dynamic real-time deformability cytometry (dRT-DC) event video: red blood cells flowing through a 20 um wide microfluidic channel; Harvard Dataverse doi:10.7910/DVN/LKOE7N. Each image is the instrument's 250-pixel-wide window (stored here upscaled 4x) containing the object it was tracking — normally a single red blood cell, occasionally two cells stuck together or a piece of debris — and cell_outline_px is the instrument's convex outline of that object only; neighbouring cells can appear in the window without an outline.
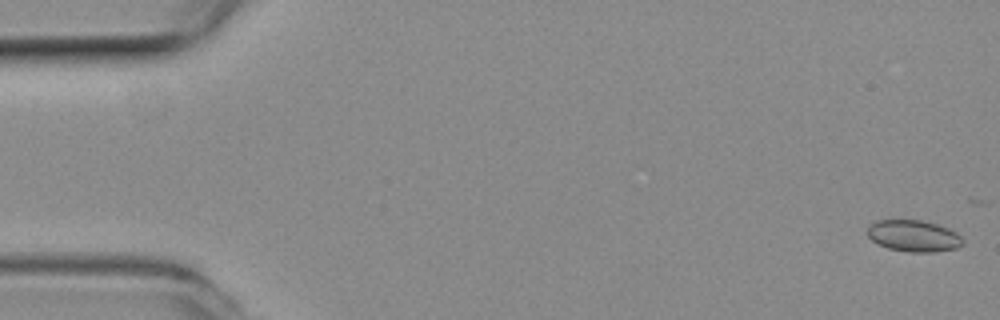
{"species": "common noctule bat (a hibernating species)", "species_latin": "Nyctalus noctula", "temperature_condition": "room temperature", "stored_images_in_passage": 17, "camera_frame_rate_fps": 3000, "um_per_image_px": 0.085, "animal": {"sex": "female", "body_mass_g": 19.3, "forearm_length_mm": 54.1}, "frame": {"image": 1, "passage_image": 1, "time_ms": 0.0, "image_size_px": [1000, 320], "cell_outline_px": [[964, 244], [956, 248], [932, 252], [908, 252], [888, 248], [872, 240], [868, 236], [868, 228], [876, 220], [920, 220], [936, 224], [948, 228], [956, 232], [964, 240]], "centroid_in_image_um": [77.68, 20.05], "position_along_channel_um": 7.3, "area_um2": 17.4}}
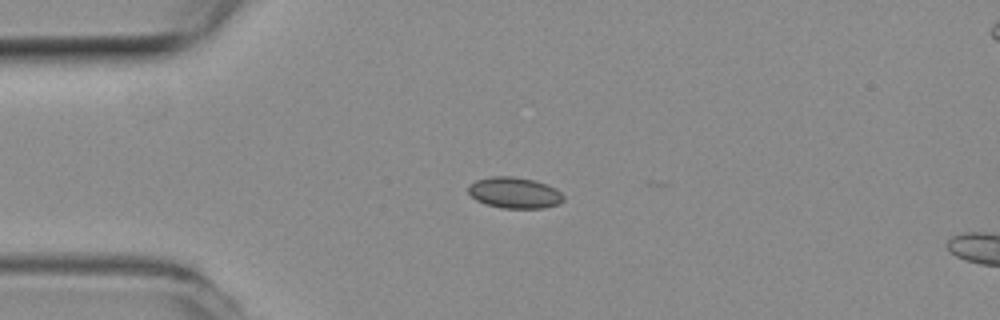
{"frame": {"image": 2, "passage_image": 13, "time_ms": 4.0, "image_size_px": [1000, 320], "cell_outline_px": [[564, 200], [560, 204], [544, 208], [500, 208], [484, 204], [476, 200], [468, 192], [468, 184], [476, 180], [492, 176], [512, 176], [532, 180], [548, 184], [556, 188], [564, 196]], "centroid_in_image_um": [43.73, 16.39], "position_along_channel_um": 41.3, "area_um2": 17.46}}